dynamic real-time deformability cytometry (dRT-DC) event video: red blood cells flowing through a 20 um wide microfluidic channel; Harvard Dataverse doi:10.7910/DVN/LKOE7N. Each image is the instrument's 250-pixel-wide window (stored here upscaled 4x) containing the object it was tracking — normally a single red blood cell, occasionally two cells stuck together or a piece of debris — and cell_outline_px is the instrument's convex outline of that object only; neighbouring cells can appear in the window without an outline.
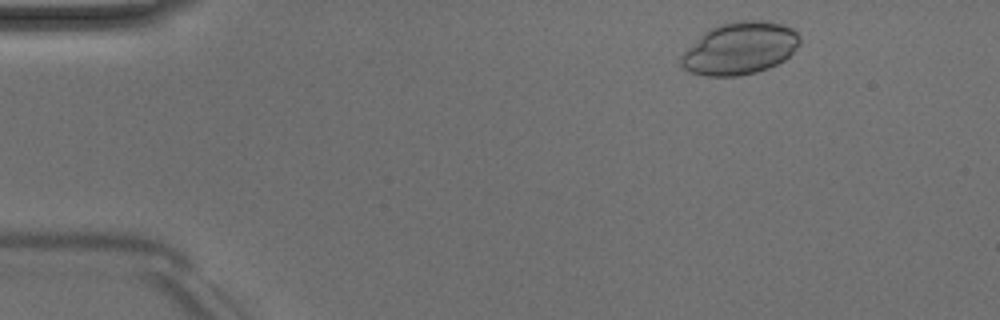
{"species": "Egyptian fruit bat (a non-hibernating species)", "species_latin": "Rousettus aegyptiacus", "temperature_condition": "room temperature", "stored_images_in_passage": 4, "camera_frame_rate_fps": 3000, "um_per_image_px": 0.085, "animal": {"sex": "male"}, "frame": {"image": 1, "passage_image": 1, "time_ms": 0.0, "image_size_px": [1000, 320], "cell_outline_px": [[800, 40], [792, 52], [784, 60], [768, 68], [756, 72], [736, 76], [708, 76], [692, 72], [684, 68], [680, 64], [680, 56], [704, 32], [712, 28], [724, 24], [740, 20], [764, 20], [784, 24], [792, 28], [800, 36]], "centroid_in_image_um": [62.9, 4.11], "position_along_channel_um": 22.1, "area_um2": 35.78}}